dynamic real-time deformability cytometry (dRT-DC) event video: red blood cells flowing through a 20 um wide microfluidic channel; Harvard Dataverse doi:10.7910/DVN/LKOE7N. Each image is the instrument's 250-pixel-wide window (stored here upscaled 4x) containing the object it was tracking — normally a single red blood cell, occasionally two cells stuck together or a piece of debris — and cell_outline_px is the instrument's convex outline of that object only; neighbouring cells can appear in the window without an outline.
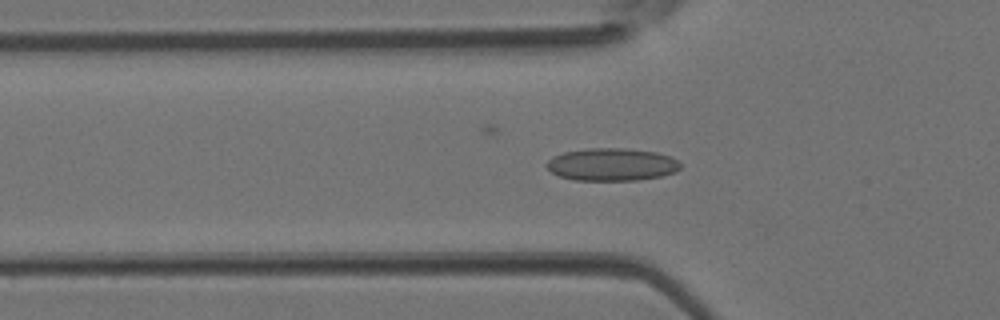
{"species": "Egyptian fruit bat (a non-hibernating species)", "species_latin": "Rousettus aegyptiacus", "temperature_condition": "room temperature", "stored_images_in_passage": 42, "camera_frame_rate_fps": 3000, "um_per_image_px": 0.085, "animal": {"sex": "female"}, "frame": {"image": 1, "passage_image": 13, "time_ms": 4.0, "image_size_px": [1000, 320], "cell_outline_px": [[680, 168], [676, 172], [660, 176], [636, 180], [572, 180], [560, 176], [552, 172], [548, 168], [548, 160], [552, 156], [564, 152], [588, 148], [628, 148], [656, 152], [672, 156], [680, 164]], "centroid_in_image_um": [52.02, 13.97], "position_along_channel_um": 73.8, "area_um2": 25.43}}
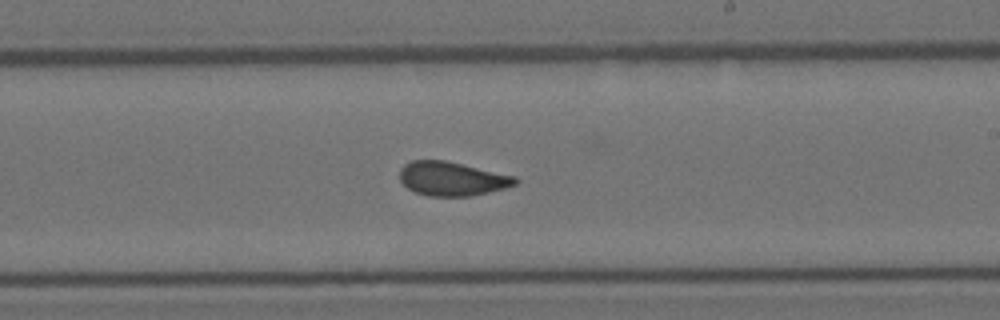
{"frame": {"image": 2, "passage_image": 24, "time_ms": 7.667, "image_size_px": [1000, 320], "cell_outline_px": [[520, 180], [516, 184], [504, 188], [472, 196], [428, 196], [416, 192], [408, 188], [400, 180], [400, 168], [404, 164], [412, 160], [444, 160], [516, 176]], "centroid_in_image_um": [38.42, 15.19], "position_along_channel_um": 250.6, "area_um2": 22.83}}
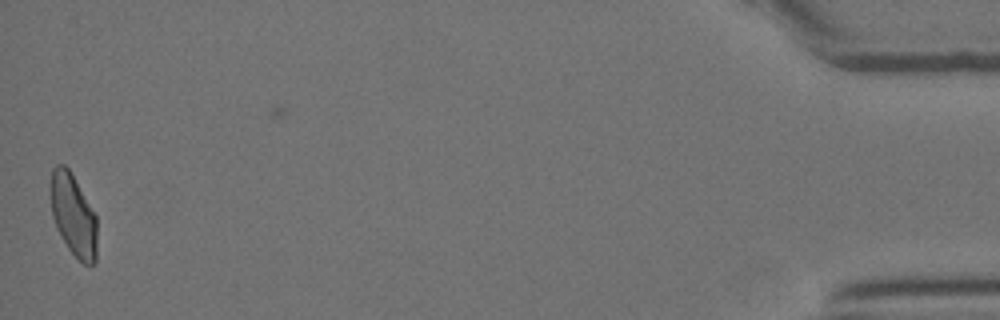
{"frame": {"image": 3, "passage_image": 41, "time_ms": 13.333, "image_size_px": [1000, 320], "cell_outline_px": [[96, 264], [84, 264], [68, 248], [56, 228], [52, 216], [48, 188], [52, 168], [56, 164], [64, 164], [68, 168], [96, 216]], "centroid_in_image_um": [6.18, 18.25], "position_along_channel_um": 429.0, "area_um2": 22.31}}